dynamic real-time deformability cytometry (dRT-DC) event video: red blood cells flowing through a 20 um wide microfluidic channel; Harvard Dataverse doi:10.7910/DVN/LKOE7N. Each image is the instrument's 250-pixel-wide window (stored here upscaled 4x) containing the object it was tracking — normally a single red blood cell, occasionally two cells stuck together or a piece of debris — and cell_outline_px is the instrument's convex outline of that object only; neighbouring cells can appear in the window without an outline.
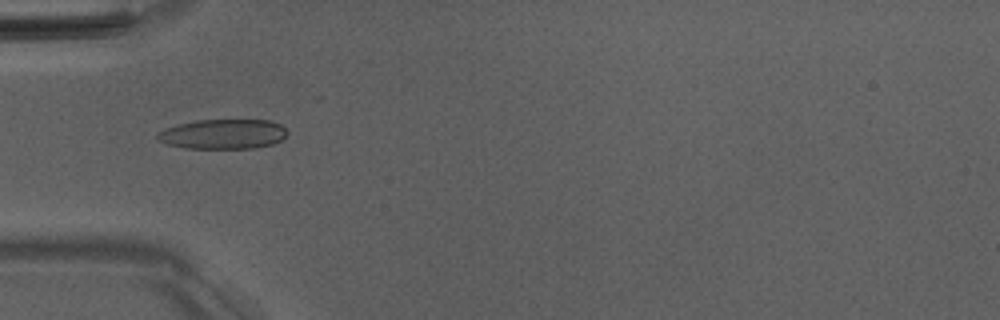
{"species": "Egyptian fruit bat (a non-hibernating species)", "species_latin": "Rousettus aegyptiacus", "temperature_condition": "room temperature", "stored_images_in_passage": 37, "camera_frame_rate_fps": 3000, "um_per_image_px": 0.085, "animal": {"sex": "male"}, "frame": {"image": 1, "passage_image": 9, "time_ms": 2.667, "image_size_px": [1000, 320], "cell_outline_px": [[288, 132], [280, 140], [272, 144], [252, 148], [184, 148], [168, 144], [160, 140], [156, 136], [156, 132], [164, 128], [196, 120], [268, 120], [280, 124]], "centroid_in_image_um": [18.93, 11.39], "position_along_channel_um": 66.1, "area_um2": 22.37}}
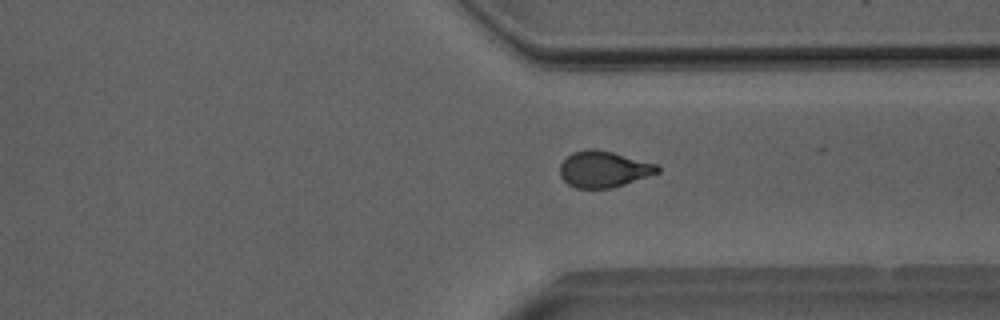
{"frame": {"image": 2, "passage_image": 31, "time_ms": 10.0, "image_size_px": [1000, 320], "cell_outline_px": [[660, 172], [612, 188], [576, 188], [568, 184], [560, 176], [560, 164], [572, 152], [588, 148], [592, 148], [612, 152], [656, 164], [660, 168]], "centroid_in_image_um": [51.29, 14.38], "position_along_channel_um": 360.1, "area_um2": 20.46}}
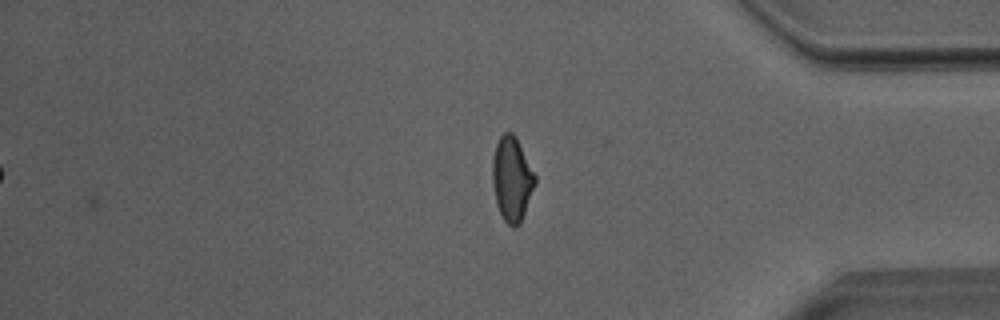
{"frame": {"image": 3, "passage_image": 35, "time_ms": 11.333, "image_size_px": [1000, 320], "cell_outline_px": [[536, 184], [520, 224], [516, 228], [512, 228], [504, 220], [496, 204], [492, 184], [492, 160], [496, 144], [500, 136], [504, 132], [512, 132], [516, 136], [536, 176]], "centroid_in_image_um": [43.51, 15.22], "position_along_channel_um": 391.7, "area_um2": 21.15}, "authors_computed_cell_mechanics": {"area_um2": 20.9236, "velocity_mm_per_s": 4.0239, "shape_relaxation_time_tau1_ms": 6.1094, "shape_relaxation_time_tau2_ms": 1.828, "deformation_change_tau1": 0.1932, "deformation_change_tau2": 0.0825}}